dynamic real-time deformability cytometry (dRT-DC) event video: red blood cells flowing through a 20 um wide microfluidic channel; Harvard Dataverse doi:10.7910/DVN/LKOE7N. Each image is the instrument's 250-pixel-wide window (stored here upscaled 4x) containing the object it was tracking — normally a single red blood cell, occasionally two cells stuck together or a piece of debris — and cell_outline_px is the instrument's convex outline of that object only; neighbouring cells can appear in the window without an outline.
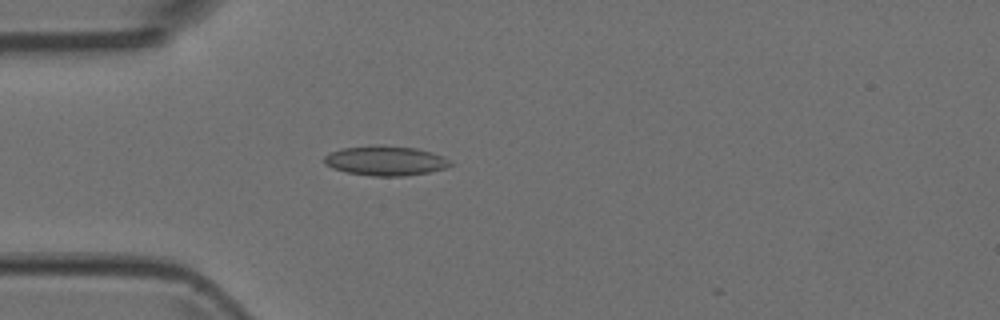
{"species": "Egyptian fruit bat (a non-hibernating species)", "species_latin": "Rousettus aegyptiacus", "temperature_condition": "room temperature", "stored_images_in_passage": 5, "camera_frame_rate_fps": 3000, "um_per_image_px": 0.085, "animal": {"sex": "female"}, "frame": {"image": 1, "passage_image": 4, "time_ms": 1.0, "image_size_px": [1000, 320], "cell_outline_px": [[452, 164], [444, 168], [428, 172], [404, 176], [372, 176], [348, 172], [332, 168], [324, 164], [324, 156], [340, 148], [380, 144], [416, 148], [432, 152], [444, 156]], "centroid_in_image_um": [32.75, 13.65], "position_along_channel_um": 52.3, "area_um2": 21.85}}